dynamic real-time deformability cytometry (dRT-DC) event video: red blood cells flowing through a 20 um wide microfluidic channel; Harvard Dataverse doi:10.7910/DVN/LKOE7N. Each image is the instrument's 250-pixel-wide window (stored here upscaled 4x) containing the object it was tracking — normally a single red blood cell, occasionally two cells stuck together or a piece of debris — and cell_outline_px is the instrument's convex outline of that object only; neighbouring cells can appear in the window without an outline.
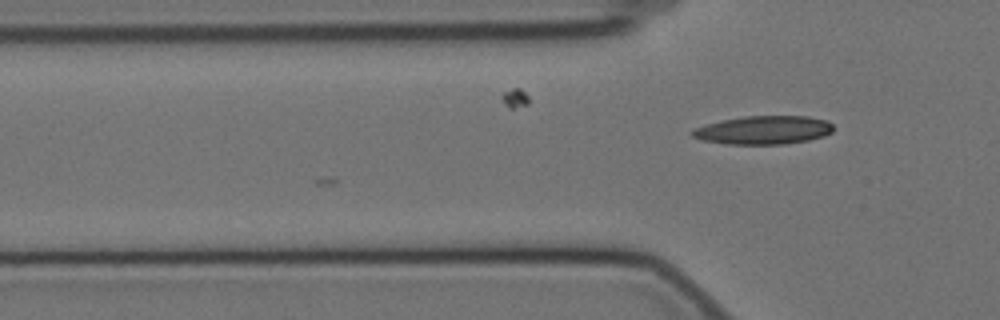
{"species": "Egyptian fruit bat (a non-hibernating species)", "species_latin": "Rousettus aegyptiacus", "temperature_condition": "cold", "stored_images_in_passage": 3, "camera_frame_rate_fps": 3000, "um_per_image_px": 0.085, "animal": {"sex": "female"}, "frame": {"image": 1, "passage_image": 3, "time_ms": 0.667, "image_size_px": [1000, 320], "cell_outline_px": [[832, 132], [824, 136], [808, 140], [784, 144], [724, 144], [704, 140], [692, 136], [688, 132], [692, 128], [720, 120], [744, 116], [808, 116], [828, 120], [832, 124]], "centroid_in_image_um": [64.87, 11.05], "position_along_channel_um": 60.9, "area_um2": 23.58}}